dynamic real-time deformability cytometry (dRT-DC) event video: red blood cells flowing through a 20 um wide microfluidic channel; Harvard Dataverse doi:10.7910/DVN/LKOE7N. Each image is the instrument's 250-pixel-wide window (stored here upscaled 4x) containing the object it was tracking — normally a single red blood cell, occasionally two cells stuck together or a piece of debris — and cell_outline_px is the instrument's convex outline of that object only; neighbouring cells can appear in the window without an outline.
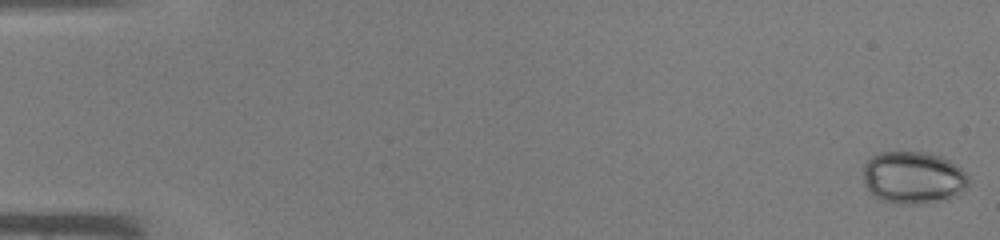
{"species": "common noctule bat (a hibernating species)", "species_latin": "Nyctalus noctula", "temperature_condition": "warm", "stored_images_in_passage": 45, "camera_frame_rate_fps": 3000, "um_per_image_px": 0.085, "animal": {"sex": "male", "body_mass_g": 19.0, "forearm_length_mm": 50.8}, "frame": {"image": 1, "passage_image": 1, "time_ms": 0.0, "image_size_px": [1000, 240], "cell_outline_px": [[968, 188], [964, 192], [948, 200], [912, 204], [900, 204], [884, 200], [872, 196], [864, 184], [864, 164], [872, 156], [880, 152], [924, 152], [940, 156], [956, 164], [968, 176]], "centroid_in_image_um": [77.64, 15.11], "position_along_channel_um": 7.4, "area_um2": 32.37}}
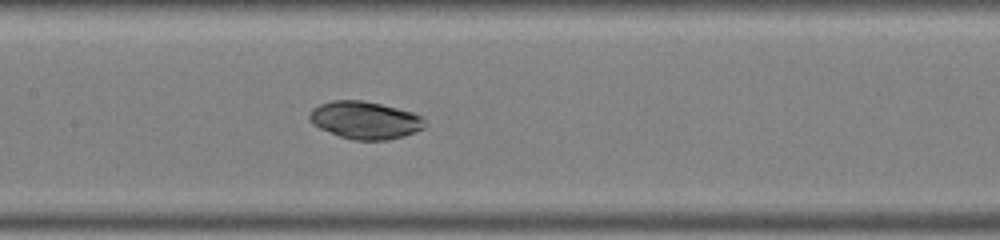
{"frame": {"image": 2, "passage_image": 23, "time_ms": 7.333, "image_size_px": [1000, 240], "cell_outline_px": [[428, 124], [424, 128], [404, 136], [388, 140], [352, 140], [340, 136], [320, 128], [312, 124], [308, 120], [308, 116], [312, 108], [320, 104], [332, 100], [360, 100], [380, 104], [412, 112], [420, 116]], "centroid_in_image_um": [31.01, 10.22], "position_along_channel_um": 176.4, "area_um2": 25.26}}
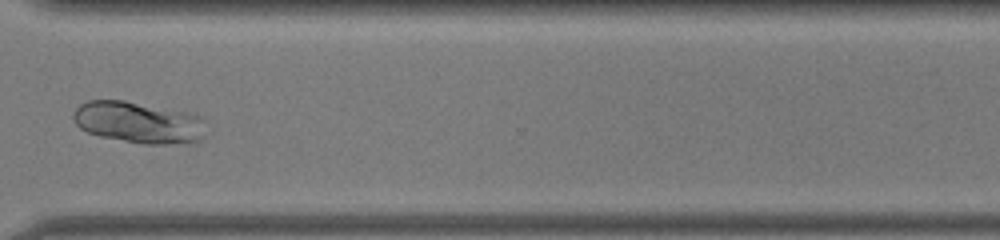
{"frame": {"image": 3, "passage_image": 35, "time_ms": 11.333, "image_size_px": [1000, 240], "cell_outline_px": [[204, 136], [200, 140], [188, 144], [144, 144], [100, 136], [88, 132], [80, 128], [76, 124], [72, 116], [76, 108], [80, 104], [88, 100], [124, 100], [188, 112], [200, 116], [204, 120]], "centroid_in_image_um": [11.79, 10.41], "position_along_channel_um": 358.8, "area_um2": 32.31}}